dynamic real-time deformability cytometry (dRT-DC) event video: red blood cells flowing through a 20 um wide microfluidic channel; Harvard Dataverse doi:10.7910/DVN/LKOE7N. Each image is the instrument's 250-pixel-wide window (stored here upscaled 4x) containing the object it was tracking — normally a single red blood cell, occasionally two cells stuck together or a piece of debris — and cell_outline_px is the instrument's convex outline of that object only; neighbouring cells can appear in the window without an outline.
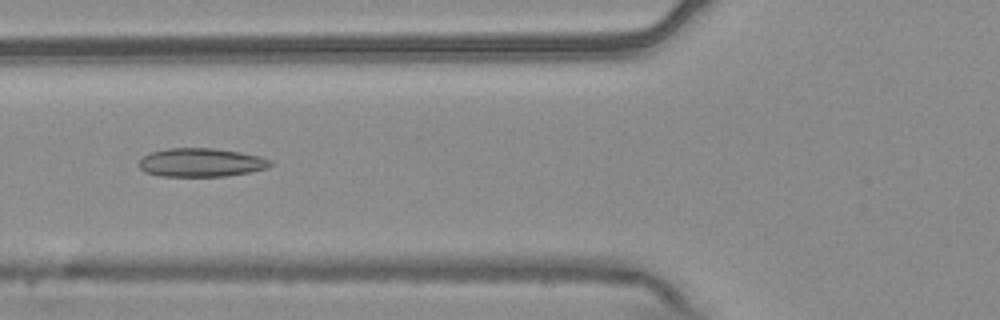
{"species": "common noctule bat (a hibernating species)", "species_latin": "Nyctalus noctula", "temperature_condition": "warm", "stored_images_in_passage": 6, "camera_frame_rate_fps": 3000, "um_per_image_px": 0.085, "animal": {"sex": "male", "body_mass_g": 20.4}, "frame": {"image": 1, "passage_image": 5, "time_ms": 1.333, "image_size_px": [1000, 320], "cell_outline_px": [[272, 164], [268, 168], [228, 176], [160, 176], [144, 172], [140, 168], [140, 160], [144, 156], [152, 152], [168, 148], [212, 148], [240, 152], [260, 156], [272, 160]], "centroid_in_image_um": [17.11, 13.81], "position_along_channel_um": 108.7, "area_um2": 21.85}}
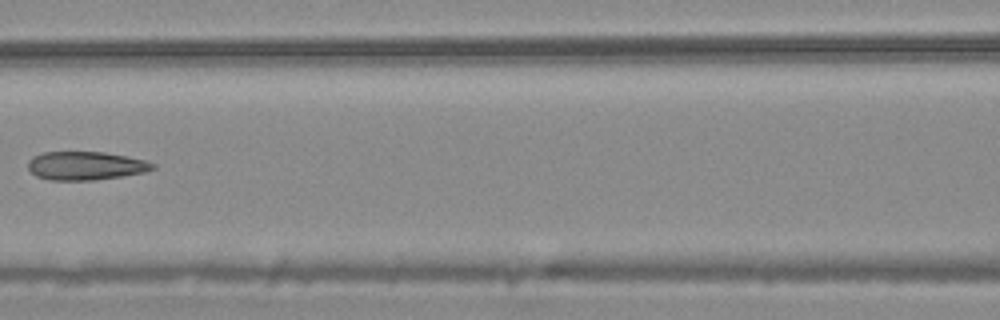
{"frame": {"image": 2, "passage_image": 6, "time_ms": 1.667, "image_size_px": [1000, 320], "cell_outline_px": [[156, 168], [144, 172], [120, 176], [92, 180], [48, 180], [36, 176], [28, 168], [28, 160], [32, 156], [44, 152], [104, 152], [144, 160], [156, 164]], "centroid_in_image_um": [7.25, 14.09], "position_along_channel_um": 159.4, "area_um2": 20.58}}